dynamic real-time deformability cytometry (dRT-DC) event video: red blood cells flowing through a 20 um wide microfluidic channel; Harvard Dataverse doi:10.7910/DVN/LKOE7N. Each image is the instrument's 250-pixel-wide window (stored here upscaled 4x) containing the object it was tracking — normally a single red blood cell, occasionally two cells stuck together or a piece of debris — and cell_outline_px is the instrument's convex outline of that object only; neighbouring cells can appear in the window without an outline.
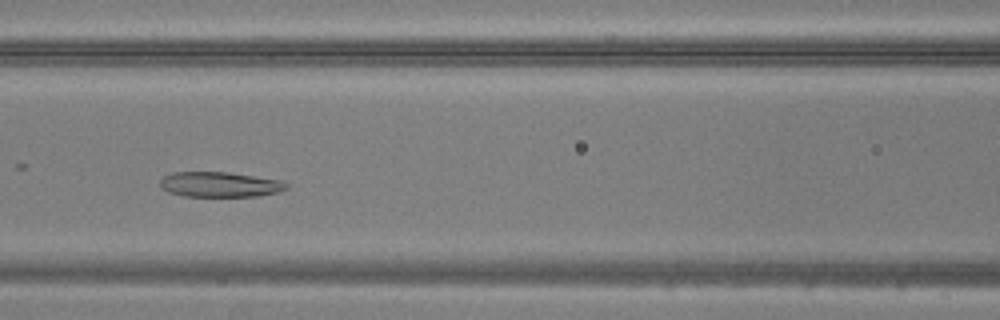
{"species": "common noctule bat (a hibernating species)", "species_latin": "Nyctalus noctula", "temperature_condition": "warm", "stored_images_in_passage": 25, "camera_frame_rate_fps": 3000, "um_per_image_px": 0.085, "animal": {"sex": "male", "body_mass_g": 20.5, "forearm_length_mm": 52.5}, "frame": {"image": 1, "passage_image": 8, "time_ms": 2.333, "image_size_px": [1000, 320], "cell_outline_px": [[288, 188], [280, 192], [260, 196], [184, 196], [168, 192], [160, 188], [160, 180], [164, 176], [172, 172], [228, 172], [280, 180], [288, 184]], "centroid_in_image_um": [18.68, 15.68], "position_along_channel_um": 147.9, "area_um2": 18.61}}
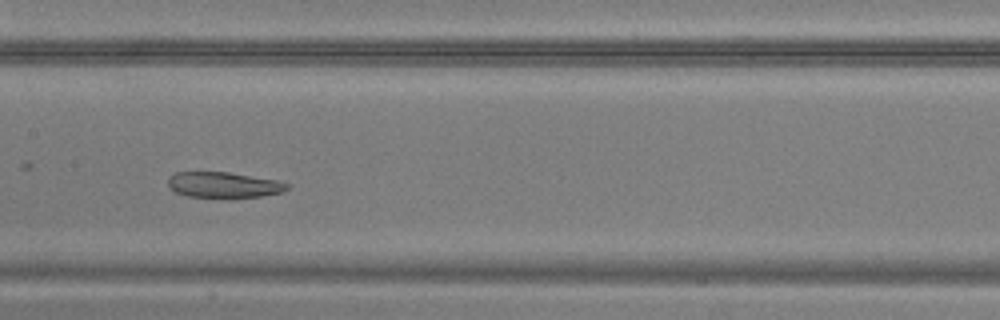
{"frame": {"image": 2, "passage_image": 11, "time_ms": 3.333, "image_size_px": [1000, 320], "cell_outline_px": [[288, 188], [280, 192], [260, 196], [188, 196], [176, 192], [168, 184], [168, 176], [176, 172], [228, 172], [276, 180], [288, 184]], "centroid_in_image_um": [18.97, 15.68], "position_along_channel_um": 188.4, "area_um2": 17.17}}